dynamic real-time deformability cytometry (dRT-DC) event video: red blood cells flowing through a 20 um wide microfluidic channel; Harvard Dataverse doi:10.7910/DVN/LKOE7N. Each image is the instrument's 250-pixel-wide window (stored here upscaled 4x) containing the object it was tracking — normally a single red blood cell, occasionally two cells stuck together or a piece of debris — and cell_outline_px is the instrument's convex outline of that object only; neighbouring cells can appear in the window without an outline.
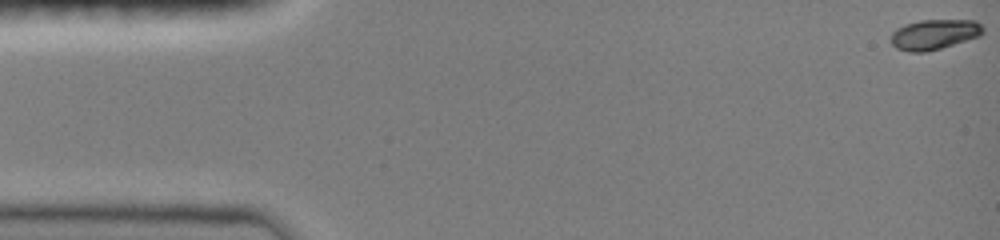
{"species": "common noctule bat (a hibernating species)", "species_latin": "Nyctalus noctula", "temperature_condition": "room temperature", "stored_images_in_passage": 22, "camera_frame_rate_fps": 3000, "um_per_image_px": 0.085, "animal": {"sex": "female", "body_mass_g": 19.0, "forearm_length_mm": 51.5}, "frame": {"image": 1, "passage_image": 1, "time_ms": 0.0, "image_size_px": [1000, 240], "cell_outline_px": [[984, 32], [980, 36], [940, 48], [924, 52], [908, 52], [896, 48], [892, 44], [892, 32], [896, 28], [904, 24], [920, 20], [976, 20], [984, 28]], "centroid_in_image_um": [79.41, 2.91], "position_along_channel_um": 5.6, "area_um2": 16.18}}
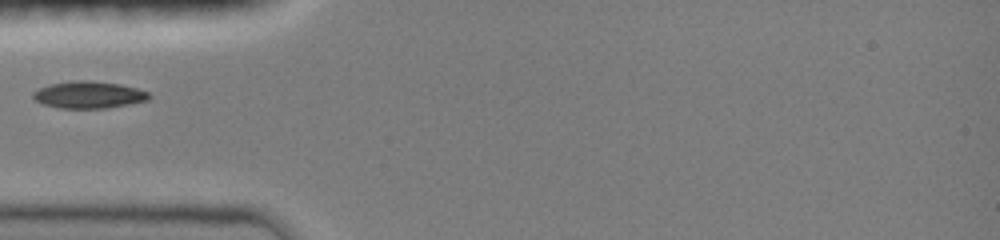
{"frame": {"image": 2, "passage_image": 13, "time_ms": 5.0, "image_size_px": [1000, 240], "cell_outline_px": [[152, 96], [148, 100], [128, 104], [104, 108], [60, 108], [44, 104], [36, 100], [32, 96], [32, 92], [48, 84], [76, 80], [84, 80], [120, 84], [136, 88], [148, 92]], "centroid_in_image_um": [7.54, 8.05], "position_along_channel_um": 77.5, "area_um2": 18.09}}
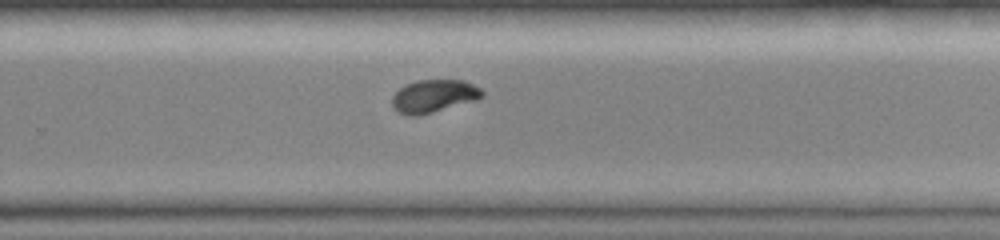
{"frame": {"image": 3, "passage_image": 22, "time_ms": 10.333, "image_size_px": [1000, 240], "cell_outline_px": [[484, 96], [476, 100], [432, 112], [416, 116], [408, 116], [392, 108], [392, 96], [400, 88], [416, 80], [464, 80], [480, 88], [484, 92]], "centroid_in_image_um": [36.87, 8.16], "position_along_channel_um": 292.9, "area_um2": 17.11}}